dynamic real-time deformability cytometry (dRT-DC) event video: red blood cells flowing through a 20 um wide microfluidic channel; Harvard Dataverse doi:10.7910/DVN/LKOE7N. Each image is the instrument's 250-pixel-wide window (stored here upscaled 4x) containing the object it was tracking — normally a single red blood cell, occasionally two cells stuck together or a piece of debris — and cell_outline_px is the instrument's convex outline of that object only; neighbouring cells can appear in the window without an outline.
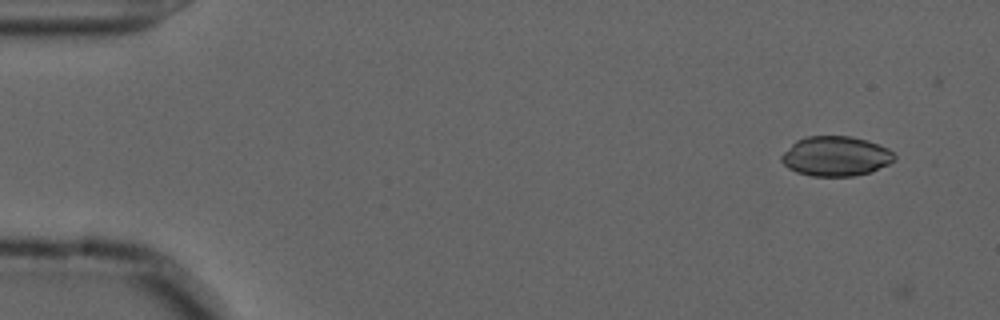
{"species": "common noctule bat (a hibernating species)", "species_latin": "Nyctalus noctula", "temperature_condition": "cold", "stored_images_in_passage": 2, "camera_frame_rate_fps": 3000, "um_per_image_px": 0.085, "animal": {"sex": "male", "forearm_length_mm": 52.5}, "frame": {"image": 1, "passage_image": 1, "time_ms": 0.0, "image_size_px": [1000, 320], "cell_outline_px": [[896, 160], [872, 172], [852, 176], [812, 176], [796, 172], [788, 168], [780, 160], [780, 156], [796, 140], [808, 136], [852, 136], [868, 140], [888, 148], [896, 156]], "centroid_in_image_um": [71.05, 13.28], "position_along_channel_um": 13.9, "area_um2": 26.36}}